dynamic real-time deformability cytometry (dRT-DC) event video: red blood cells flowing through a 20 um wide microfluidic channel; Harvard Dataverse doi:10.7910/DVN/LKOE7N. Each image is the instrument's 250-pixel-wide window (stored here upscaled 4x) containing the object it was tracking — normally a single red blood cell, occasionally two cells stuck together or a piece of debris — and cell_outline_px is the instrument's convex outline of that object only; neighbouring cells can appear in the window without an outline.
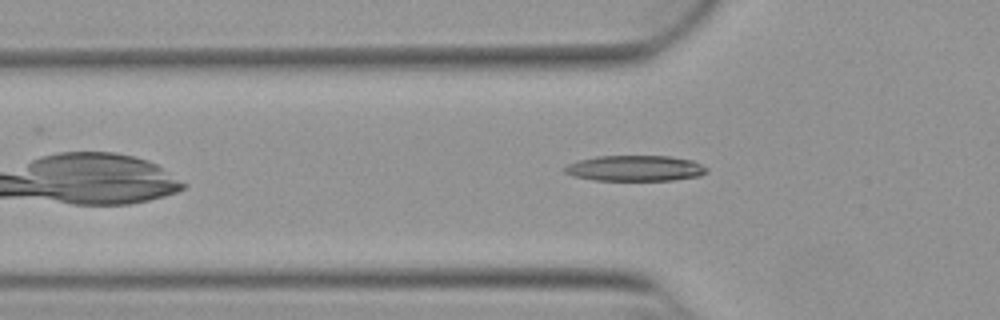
{"species": "Egyptian fruit bat (a non-hibernating species)", "species_latin": "Rousettus aegyptiacus", "temperature_condition": "warm", "stored_images_in_passage": 31, "camera_frame_rate_fps": 3000, "um_per_image_px": 0.085, "animal": {"sex": "female"}, "frame": {"image": 1, "passage_image": 7, "time_ms": 2.0, "image_size_px": [1000, 320], "cell_outline_px": [[708, 172], [700, 176], [672, 180], [592, 180], [572, 176], [564, 172], [564, 168], [568, 164], [580, 160], [596, 156], [668, 156], [692, 160], [708, 168]], "centroid_in_image_um": [53.99, 14.31], "position_along_channel_um": 71.8, "area_um2": 21.27}}
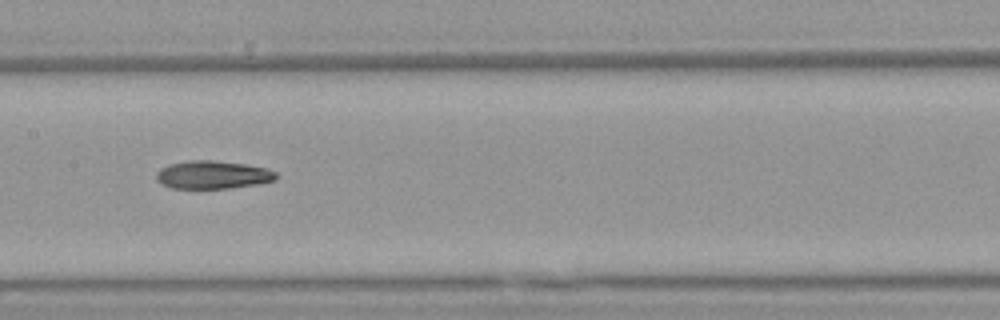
{"frame": {"image": 2, "passage_image": 16, "time_ms": 5.0, "image_size_px": [1000, 320], "cell_outline_px": [[280, 176], [276, 180], [256, 184], [228, 188], [172, 188], [160, 184], [156, 180], [156, 172], [160, 168], [168, 164], [188, 160], [212, 160], [244, 164], [268, 168], [276, 172]], "centroid_in_image_um": [18.07, 14.85], "position_along_channel_um": 189.3, "area_um2": 19.77}}
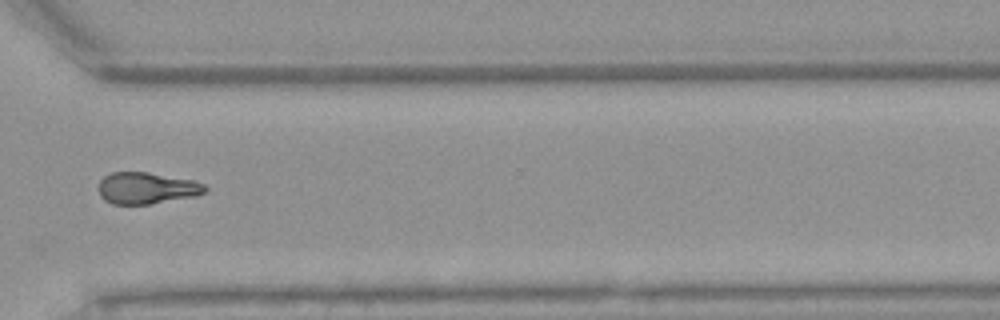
{"frame": {"image": 3, "passage_image": 29, "time_ms": 9.333, "image_size_px": [1000, 320], "cell_outline_px": [[208, 188], [204, 192], [196, 196], [148, 204], [112, 204], [104, 200], [100, 196], [100, 180], [104, 176], [112, 172], [148, 172], [192, 180], [204, 184]], "centroid_in_image_um": [12.46, 15.99], "position_along_channel_um": 358.1, "area_um2": 19.48}, "authors_computed_cell_mechanics": {"area_um2": 20.23, "velocity_mm_per_s": 3.9063, "shape_relaxation_time_tau1_ms": 8.625, "shape_relaxation_time_tau2_ms": 3.1555, "deformation_change_tau1": 0.2311, "deformation_change_tau2": 0.1154}}